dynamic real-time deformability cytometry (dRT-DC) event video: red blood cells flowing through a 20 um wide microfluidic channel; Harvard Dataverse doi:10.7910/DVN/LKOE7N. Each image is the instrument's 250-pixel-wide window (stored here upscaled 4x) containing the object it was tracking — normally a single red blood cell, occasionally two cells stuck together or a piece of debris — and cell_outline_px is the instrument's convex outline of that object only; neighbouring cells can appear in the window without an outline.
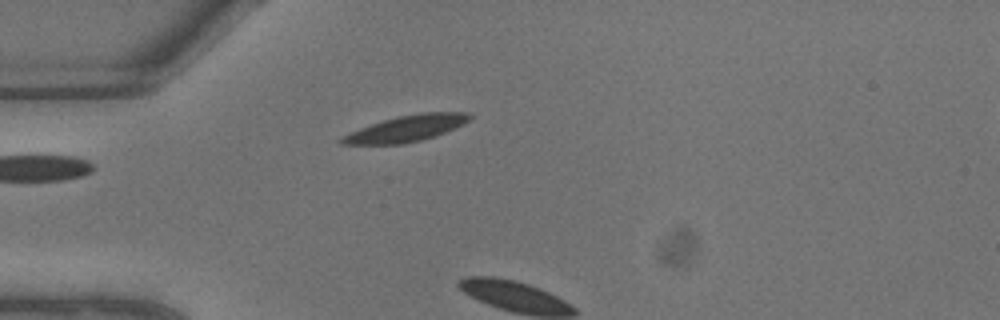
{"species": "common noctule bat (a hibernating species)", "species_latin": "Nyctalus noctula", "temperature_condition": "warm", "stored_images_in_passage": 4, "camera_frame_rate_fps": 3000, "um_per_image_px": 0.085, "animal": {"sex": "male", "body_mass_g": 13.3}, "frame": {"image": 1, "passage_image": 1, "time_ms": 0.0, "image_size_px": [1000, 320], "cell_outline_px": [[472, 116], [464, 124], [444, 132], [420, 140], [404, 144], [340, 144], [340, 140], [344, 136], [360, 128], [396, 116], [420, 112], [468, 112]], "centroid_in_image_um": [34.57, 10.91], "position_along_channel_um": 50.4, "area_um2": 19.13}}
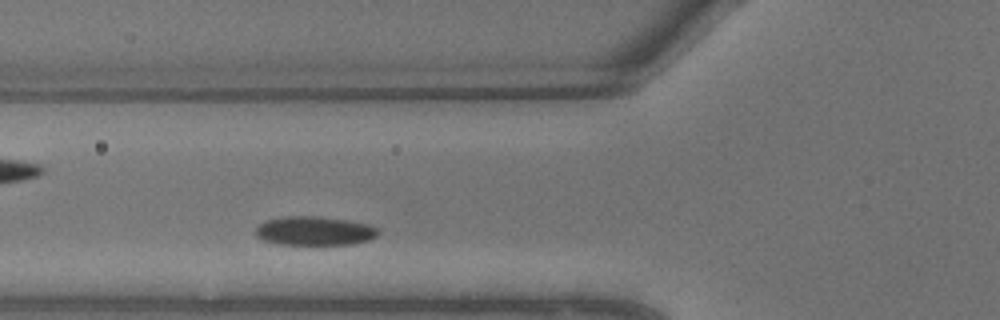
{"frame": {"image": 2, "passage_image": 4, "time_ms": 1.0, "image_size_px": [1000, 320], "cell_outline_px": [[380, 232], [376, 236], [368, 240], [352, 244], [276, 244], [264, 240], [256, 236], [256, 228], [260, 224], [268, 220], [288, 216], [312, 216], [348, 220], [372, 224], [380, 228]], "centroid_in_image_um": [26.8, 19.62], "position_along_channel_um": 99.0, "area_um2": 20.63}}